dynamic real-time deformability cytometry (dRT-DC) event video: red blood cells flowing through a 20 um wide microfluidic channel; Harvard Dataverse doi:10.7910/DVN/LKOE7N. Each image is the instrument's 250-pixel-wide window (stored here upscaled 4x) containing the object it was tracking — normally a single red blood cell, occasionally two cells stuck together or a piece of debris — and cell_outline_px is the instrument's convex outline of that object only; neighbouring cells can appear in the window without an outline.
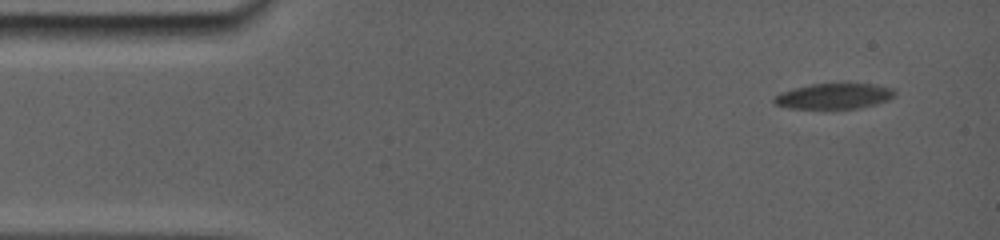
{"species": "common noctule bat (a hibernating species)", "species_latin": "Nyctalus noctula", "temperature_condition": "room temperature", "stored_images_in_passage": 22, "camera_frame_rate_fps": 5000, "um_per_image_px": 0.085, "animal": {"sex": "female", "body_mass_g": 19.0, "forearm_length_mm": 56.7}, "frame": {"image": 1, "passage_image": 1, "time_ms": 0.0, "image_size_px": [1000, 240], "cell_outline_px": [[896, 92], [888, 100], [876, 104], [856, 108], [788, 108], [776, 104], [772, 100], [780, 92], [792, 88], [812, 84], [848, 80], [896, 88]], "centroid_in_image_um": [70.93, 8.11], "position_along_channel_um": 14.1, "area_um2": 18.67}}
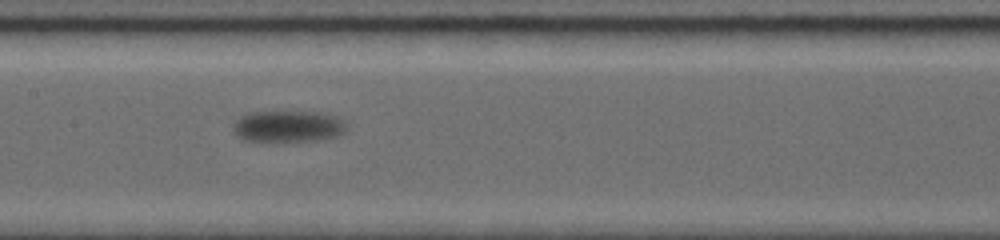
{"frame": {"image": 2, "passage_image": 10, "time_ms": 7.6, "image_size_px": [1000, 240], "cell_outline_px": [[340, 132], [328, 136], [300, 140], [252, 140], [240, 136], [236, 132], [236, 124], [244, 116], [256, 112], [312, 112], [332, 116], [340, 120]], "centroid_in_image_um": [24.4, 10.71], "position_along_channel_um": 183.0, "area_um2": 18.5}}
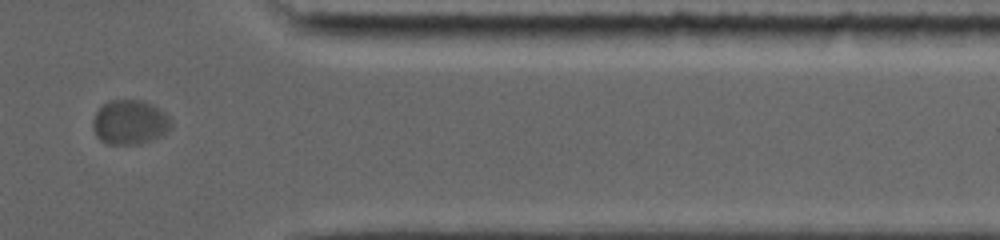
{"frame": {"image": 3, "passage_image": 19, "time_ms": 14.0, "image_size_px": [1000, 240], "cell_outline_px": [[172, 128], [160, 136], [152, 140], [140, 144], [108, 144], [100, 140], [96, 136], [92, 128], [92, 120], [96, 112], [108, 100], [144, 100], [160, 108], [172, 120]], "centroid_in_image_um": [11.04, 10.39], "position_along_channel_um": 400.4, "area_um2": 20.58}, "authors_computed_cell_mechanics": {"area_um2": 19.2185, "velocity_mm_per_s": 3.4873, "shape_relaxation_time_tau1_ms": 1.0088, "shape_relaxation_time_tau2_ms": null, "deformation_change_tau1": 0.0719, "deformation_change_tau2": null}}